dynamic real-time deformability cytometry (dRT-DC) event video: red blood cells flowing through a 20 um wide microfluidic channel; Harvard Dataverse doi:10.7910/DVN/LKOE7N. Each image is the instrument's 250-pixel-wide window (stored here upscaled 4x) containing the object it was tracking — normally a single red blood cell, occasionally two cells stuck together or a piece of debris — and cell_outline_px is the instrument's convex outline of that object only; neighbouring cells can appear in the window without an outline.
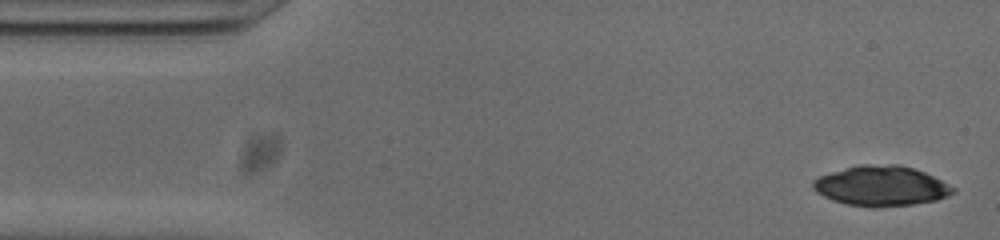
{"species": "common noctule bat (a hibernating species)", "species_latin": "Nyctalus noctula", "temperature_condition": "cold", "stored_images_in_passage": 13, "camera_frame_rate_fps": 3000, "um_per_image_px": 0.085, "animal": {"sex": "male", "body_mass_g": 20.0, "forearm_length_mm": 53.3}, "frame": {"image": 1, "passage_image": 1, "time_ms": 0.0, "image_size_px": [1000, 240], "cell_outline_px": [[956, 192], [948, 196], [936, 200], [912, 204], [880, 208], [872, 208], [848, 204], [832, 200], [816, 192], [812, 188], [812, 180], [820, 176], [832, 172], [860, 164], [896, 164], [912, 168], [924, 172], [956, 188]], "centroid_in_image_um": [74.89, 15.81], "position_along_channel_um": 10.1, "area_um2": 32.71}}